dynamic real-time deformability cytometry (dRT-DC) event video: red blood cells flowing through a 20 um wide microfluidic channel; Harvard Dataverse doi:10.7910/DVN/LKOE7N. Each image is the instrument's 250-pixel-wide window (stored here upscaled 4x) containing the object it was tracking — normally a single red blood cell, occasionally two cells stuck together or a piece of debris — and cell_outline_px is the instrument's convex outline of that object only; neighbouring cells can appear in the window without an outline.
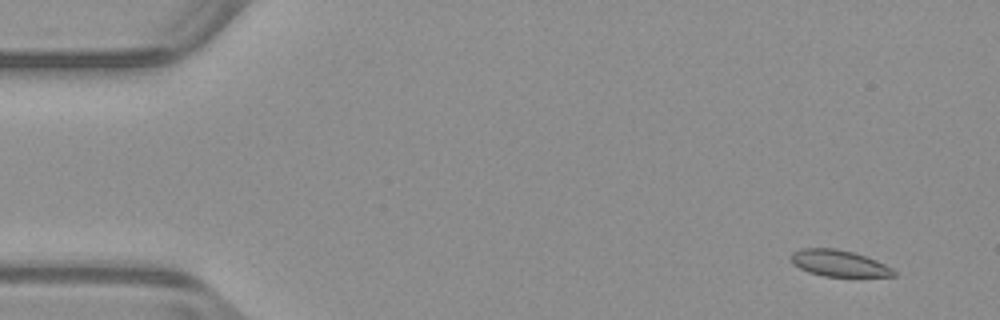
{"species": "common noctule bat (a hibernating species)", "species_latin": "Nyctalus noctula", "temperature_condition": "warm", "stored_images_in_passage": 51, "segment_of_instrument_passage": [1, 2], "camera_frame_rate_fps": 3000, "um_per_image_px": 0.085, "animal": {"sex": "male", "body_mass_g": 23.1, "forearm_length_mm": 52.7}, "frame": {"image": 1, "passage_image": 1, "time_ms": 0.0, "image_size_px": [1000, 320], "cell_outline_px": [[896, 276], [824, 276], [808, 272], [792, 264], [788, 256], [792, 252], [804, 248], [836, 248], [856, 252], [876, 260], [892, 268], [896, 272]], "centroid_in_image_um": [71.27, 22.36], "position_along_channel_um": 13.7, "area_um2": 15.95}}
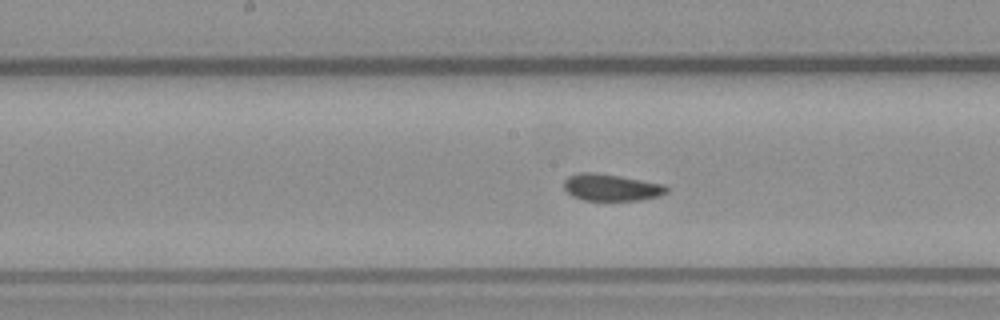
{"frame": {"image": 2, "passage_image": 24, "time_ms": 7.667, "image_size_px": [1000, 320], "cell_outline_px": [[668, 192], [660, 196], [640, 200], [584, 200], [572, 196], [564, 188], [564, 180], [568, 176], [580, 172], [596, 172], [620, 176], [664, 184], [668, 188]], "centroid_in_image_um": [51.96, 15.92], "position_along_channel_um": 196.2, "area_um2": 16.13}}
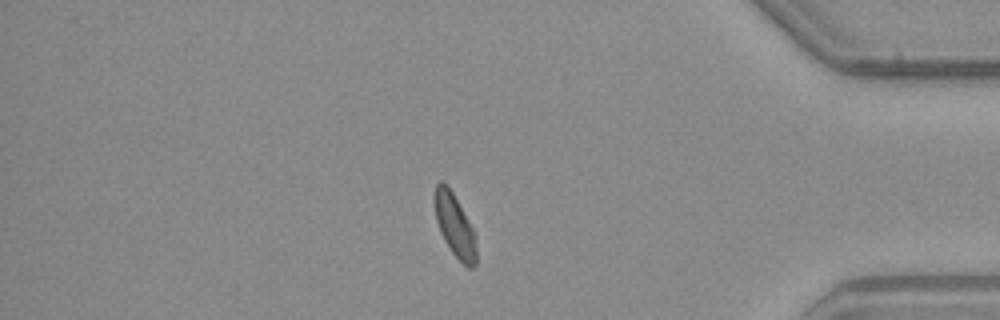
{"frame": {"image": 3, "passage_image": 42, "time_ms": 13.667, "image_size_px": [1000, 320], "cell_outline_px": [[476, 264], [472, 268], [468, 268], [452, 252], [444, 240], [440, 232], [436, 220], [432, 196], [436, 184], [440, 180], [452, 192], [472, 228], [476, 248]], "centroid_in_image_um": [38.6, 19.15], "position_along_channel_um": 396.6, "area_um2": 14.97}}